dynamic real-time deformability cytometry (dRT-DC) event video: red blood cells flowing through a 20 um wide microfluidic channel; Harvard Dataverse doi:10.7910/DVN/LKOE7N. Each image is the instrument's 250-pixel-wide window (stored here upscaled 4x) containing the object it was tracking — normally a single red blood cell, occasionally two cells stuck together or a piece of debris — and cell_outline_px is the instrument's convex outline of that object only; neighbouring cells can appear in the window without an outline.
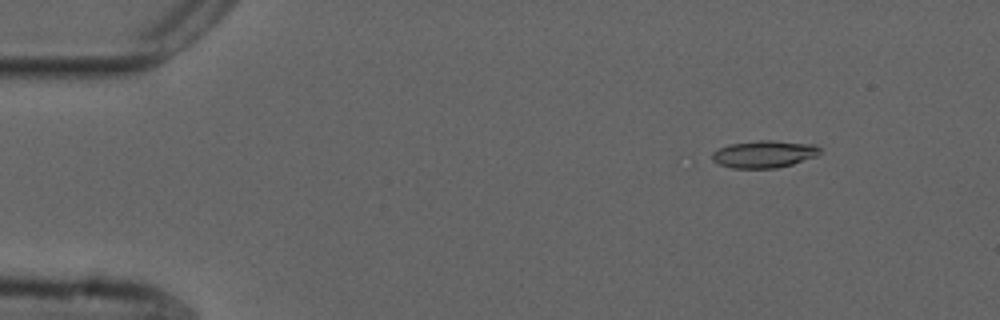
{"species": "common noctule bat (a hibernating species)", "species_latin": "Nyctalus noctula", "temperature_condition": "cold", "stored_images_in_passage": 23, "camera_frame_rate_fps": 3000, "um_per_image_px": 0.085, "animal": {"sex": "male", "forearm_length_mm": 52.5}, "frame": {"image": 1, "passage_image": 7, "time_ms": 2.0, "image_size_px": [1000, 320], "cell_outline_px": [[820, 152], [816, 156], [792, 164], [776, 168], [732, 168], [720, 164], [712, 160], [712, 152], [720, 148], [732, 144], [760, 140], [772, 140], [816, 144], [820, 148]], "centroid_in_image_um": [64.97, 13.09], "position_along_channel_um": 20.0, "area_um2": 16.99}}
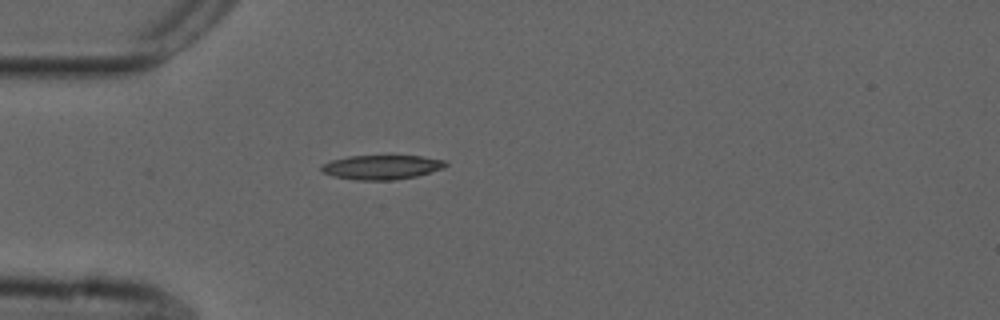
{"frame": {"image": 2, "passage_image": 16, "time_ms": 5.0, "image_size_px": [1000, 320], "cell_outline_px": [[448, 164], [444, 168], [416, 176], [396, 180], [356, 180], [332, 176], [324, 172], [320, 168], [320, 164], [332, 160], [348, 156], [420, 156], [444, 160]], "centroid_in_image_um": [32.42, 14.21], "position_along_channel_um": 52.6, "area_um2": 17.63}}
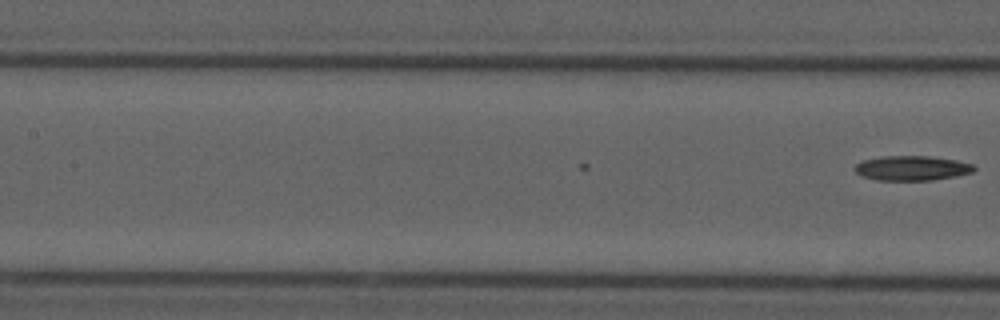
{"frame": {"image": 3, "passage_image": 23, "time_ms": 7.333, "image_size_px": [1000, 320], "cell_outline_px": [[976, 168], [972, 172], [956, 176], [932, 180], [876, 180], [864, 176], [856, 172], [856, 164], [864, 160], [884, 156], [928, 156], [956, 160], [972, 164]], "centroid_in_image_um": [77.54, 14.29], "position_along_channel_um": 129.9, "area_um2": 16.94}}